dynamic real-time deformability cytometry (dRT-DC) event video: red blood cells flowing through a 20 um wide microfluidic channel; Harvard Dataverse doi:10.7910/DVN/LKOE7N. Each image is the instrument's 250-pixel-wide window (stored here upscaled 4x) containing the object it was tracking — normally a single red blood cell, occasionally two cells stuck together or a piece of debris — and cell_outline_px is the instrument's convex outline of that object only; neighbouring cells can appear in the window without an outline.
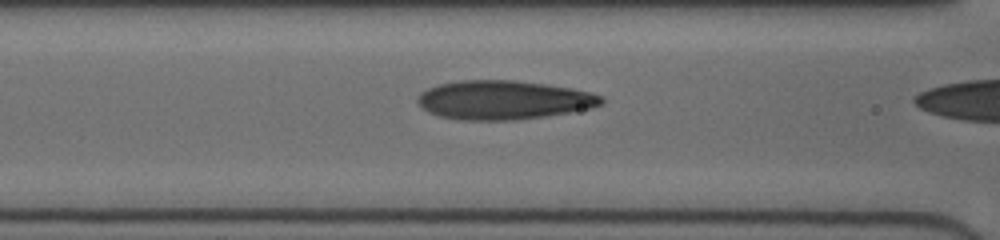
{"species": "human", "species_latin": "Homo sapiens", "temperature_condition": "cold", "stored_images_in_passage": 10, "camera_frame_rate_fps": 3000, "um_per_image_px": 0.085, "donor": {"sex": "female"}, "frame": {"image": 1, "passage_image": 9, "time_ms": 2.667, "image_size_px": [1000, 240], "cell_outline_px": [[604, 104], [592, 108], [544, 116], [512, 120], [464, 120], [440, 116], [428, 112], [416, 100], [420, 92], [436, 84], [460, 80], [516, 80], [548, 84], [572, 88], [592, 92], [604, 96]], "centroid_in_image_um": [42.83, 8.48], "position_along_channel_um": 123.8, "area_um2": 41.91}}